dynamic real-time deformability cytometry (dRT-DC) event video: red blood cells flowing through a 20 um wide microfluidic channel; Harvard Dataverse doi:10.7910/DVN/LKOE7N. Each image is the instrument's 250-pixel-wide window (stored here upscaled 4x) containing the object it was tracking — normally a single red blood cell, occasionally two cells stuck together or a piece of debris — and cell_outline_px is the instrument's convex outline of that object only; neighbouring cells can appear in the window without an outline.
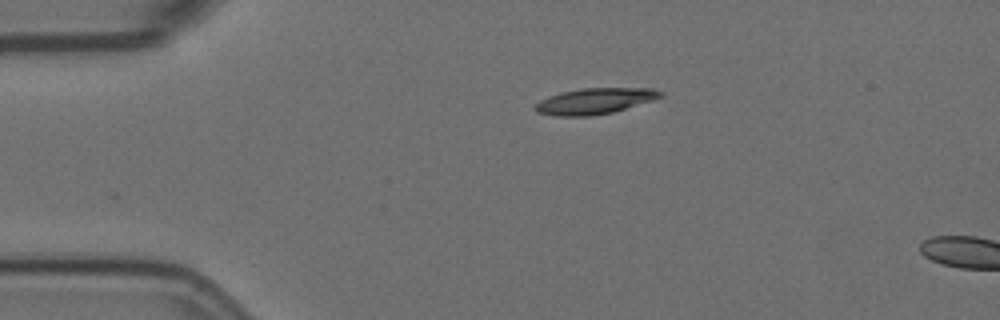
{"species": "Egyptian fruit bat (a non-hibernating species)", "species_latin": "Rousettus aegyptiacus", "temperature_condition": "room temperature", "stored_images_in_passage": 4, "camera_frame_rate_fps": 3000, "um_per_image_px": 0.085, "animal": {"sex": "female"}, "frame": {"image": 1, "passage_image": 1, "time_ms": 0.0, "image_size_px": [1000, 320], "cell_outline_px": [[664, 96], [652, 100], [612, 112], [588, 116], [556, 116], [536, 112], [532, 108], [540, 100], [548, 96], [560, 92], [580, 88], [652, 88], [664, 92]], "centroid_in_image_um": [50.52, 8.58], "position_along_channel_um": 34.5, "area_um2": 18.96}}